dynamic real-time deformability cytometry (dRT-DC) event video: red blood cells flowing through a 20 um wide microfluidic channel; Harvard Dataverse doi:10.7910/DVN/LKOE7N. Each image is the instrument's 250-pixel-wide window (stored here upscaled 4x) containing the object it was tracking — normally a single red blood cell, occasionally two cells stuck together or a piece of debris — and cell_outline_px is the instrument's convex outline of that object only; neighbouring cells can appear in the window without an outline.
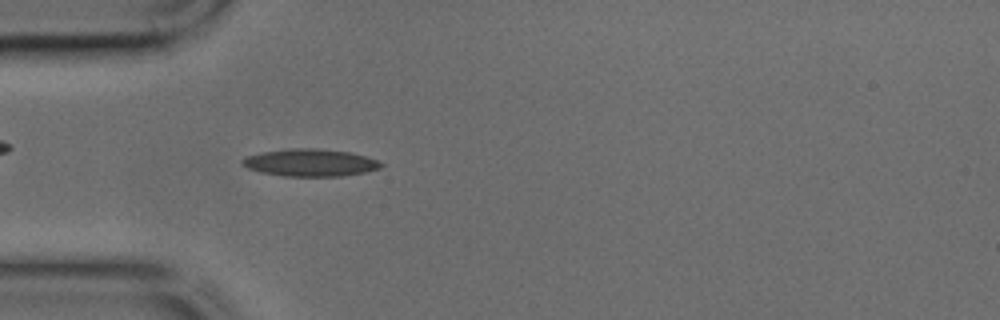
{"species": "common noctule bat (a hibernating species)", "species_latin": "Nyctalus noctula", "temperature_condition": "cold", "stored_images_in_passage": 32, "camera_frame_rate_fps": 3000, "um_per_image_px": 0.085, "animal": {"sex": "male", "body_mass_g": 17.9, "forearm_length_mm": 54.2}, "frame": {"image": 1, "passage_image": 1, "time_ms": 0.0, "image_size_px": [1000, 320], "cell_outline_px": [[384, 164], [380, 168], [364, 172], [340, 176], [284, 176], [260, 172], [248, 168], [240, 164], [240, 160], [244, 156], [260, 152], [288, 148], [316, 148], [352, 152], [376, 160]], "centroid_in_image_um": [26.3, 13.81], "position_along_channel_um": 58.7, "area_um2": 22.25}}
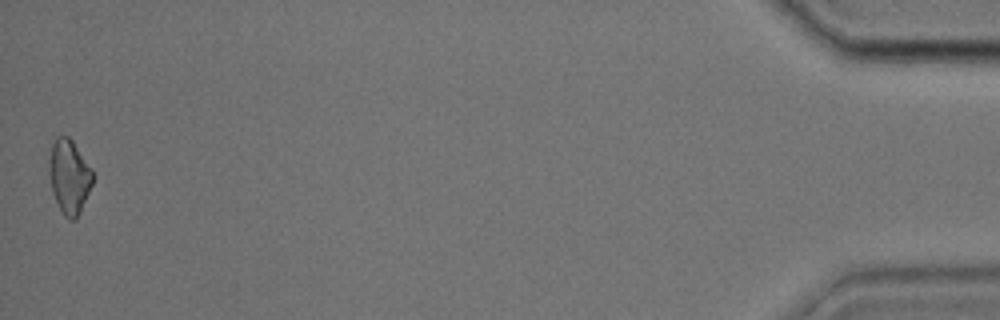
{"frame": {"image": 2, "passage_image": 32, "time_ms": 10.333, "image_size_px": [1000, 320], "cell_outline_px": [[92, 184], [80, 212], [76, 220], [68, 220], [64, 216], [52, 192], [48, 176], [48, 160], [52, 144], [56, 136], [68, 136], [72, 140], [92, 168]], "centroid_in_image_um": [5.86, 15.0], "position_along_channel_um": 429.3, "area_um2": 18.96}}